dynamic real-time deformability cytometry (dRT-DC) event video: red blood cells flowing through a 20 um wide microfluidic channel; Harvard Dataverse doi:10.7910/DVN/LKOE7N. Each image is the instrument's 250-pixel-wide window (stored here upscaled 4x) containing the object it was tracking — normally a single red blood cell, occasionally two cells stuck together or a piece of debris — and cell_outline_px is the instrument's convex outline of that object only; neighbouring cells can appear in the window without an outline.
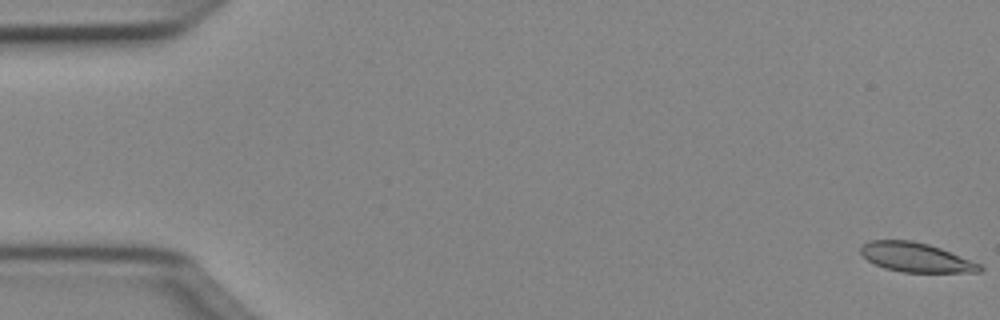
{"species": "Egyptian fruit bat (a non-hibernating species)", "species_latin": "Rousettus aegyptiacus", "temperature_condition": "cold", "stored_images_in_passage": 51, "camera_frame_rate_fps": 3000, "um_per_image_px": 0.085, "animal": {"sex": "female"}, "frame": {"image": 1, "passage_image": 1, "time_ms": 0.0, "image_size_px": [1000, 320], "cell_outline_px": [[984, 268], [980, 272], [904, 272], [884, 268], [868, 260], [860, 252], [860, 244], [868, 240], [912, 240], [928, 244], [940, 248], [980, 264]], "centroid_in_image_um": [77.81, 21.86], "position_along_channel_um": 7.2, "area_um2": 20.23}}
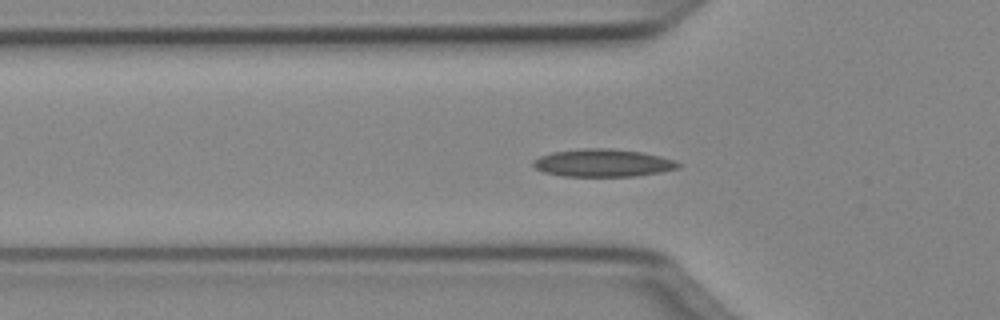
{"frame": {"image": 2, "passage_image": 17, "time_ms": 5.333, "image_size_px": [1000, 320], "cell_outline_px": [[680, 168], [660, 172], [636, 176], [564, 176], [544, 172], [536, 168], [532, 164], [532, 160], [540, 156], [552, 152], [584, 148], [612, 148], [644, 152], [660, 156], [672, 160], [680, 164]], "centroid_in_image_um": [51.24, 13.84], "position_along_channel_um": 74.6, "area_um2": 23.41}}
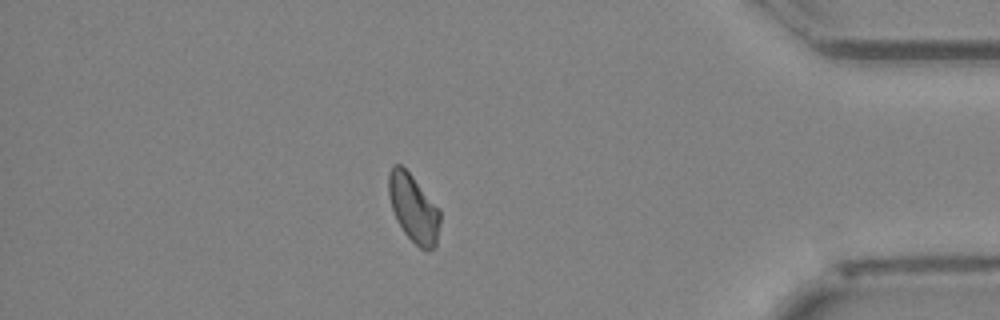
{"frame": {"image": 3, "passage_image": 44, "time_ms": 14.333, "image_size_px": [1000, 320], "cell_outline_px": [[440, 224], [436, 244], [428, 252], [420, 248], [404, 232], [396, 220], [392, 208], [388, 192], [388, 172], [392, 164], [400, 164], [412, 176], [440, 208]], "centroid_in_image_um": [35.15, 17.69], "position_along_channel_um": 400.1, "area_um2": 20.4}, "authors_computed_cell_mechanics": {"area_um2": 20.8658, "velocity_mm_per_s": 4.0339, "shape_relaxation_time_tau1_ms": 10.7484, "shape_relaxation_time_tau2_ms": 10.1938, "deformation_change_tau1": 0.2085, "deformation_change_tau2": 0.1813}}